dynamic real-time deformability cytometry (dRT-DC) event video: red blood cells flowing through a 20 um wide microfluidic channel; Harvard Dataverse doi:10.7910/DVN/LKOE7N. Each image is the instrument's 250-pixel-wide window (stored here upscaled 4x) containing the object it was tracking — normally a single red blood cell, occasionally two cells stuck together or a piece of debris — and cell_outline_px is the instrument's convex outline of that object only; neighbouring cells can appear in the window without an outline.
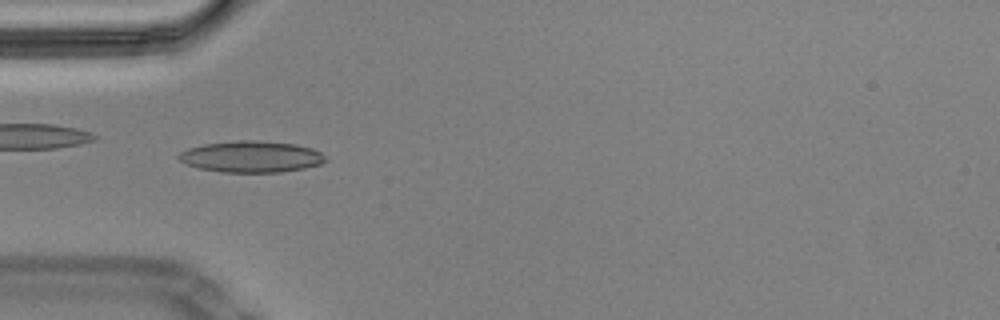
{"species": "Egyptian fruit bat (a non-hibernating species)", "species_latin": "Rousettus aegyptiacus", "temperature_condition": "cold", "stored_images_in_passage": 54, "camera_frame_rate_fps": 3000, "um_per_image_px": 0.085, "animal": {"sex": "male"}, "frame": {"image": 1, "passage_image": 16, "time_ms": 5.0, "image_size_px": [1000, 320], "cell_outline_px": [[328, 160], [320, 164], [304, 168], [280, 172], [220, 172], [196, 168], [180, 160], [176, 156], [180, 152], [188, 148], [204, 144], [236, 140], [256, 140], [296, 144], [312, 148], [320, 152]], "centroid_in_image_um": [21.34, 13.31], "position_along_channel_um": 63.7, "area_um2": 26.93}, "authors_computed_cell_mechanics": {"area_um2": 24.6806, "velocity_mm_per_s": 3.4554, "shape_relaxation_time_tau1_ms": null, "shape_relaxation_time_tau2_ms": 1.9046, "deformation_change_tau1": null, "deformation_change_tau2": 0.0925}}